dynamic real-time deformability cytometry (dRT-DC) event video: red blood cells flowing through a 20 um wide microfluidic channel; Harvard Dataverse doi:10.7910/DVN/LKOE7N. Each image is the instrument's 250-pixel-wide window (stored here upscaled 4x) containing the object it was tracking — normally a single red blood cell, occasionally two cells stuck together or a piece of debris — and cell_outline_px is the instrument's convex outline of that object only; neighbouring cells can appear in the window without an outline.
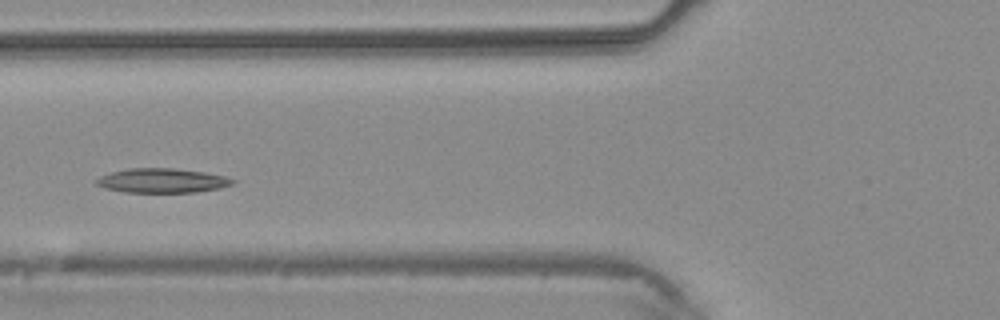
{"species": "common noctule bat (a hibernating species)", "species_latin": "Nyctalus noctula", "temperature_condition": "warm", "stored_images_in_passage": 3, "camera_frame_rate_fps": 3000, "um_per_image_px": 0.085, "animal": {"sex": "male", "body_mass_g": 20.4}, "frame": {"image": 1, "passage_image": 3, "time_ms": 2.333, "image_size_px": [1000, 320], "cell_outline_px": [[236, 180], [232, 184], [220, 188], [196, 192], [124, 192], [104, 188], [96, 184], [92, 180], [100, 176], [112, 172], [128, 168], [172, 168], [204, 172], [224, 176]], "centroid_in_image_um": [13.74, 15.35], "position_along_channel_um": 112.1, "area_um2": 19.36}}